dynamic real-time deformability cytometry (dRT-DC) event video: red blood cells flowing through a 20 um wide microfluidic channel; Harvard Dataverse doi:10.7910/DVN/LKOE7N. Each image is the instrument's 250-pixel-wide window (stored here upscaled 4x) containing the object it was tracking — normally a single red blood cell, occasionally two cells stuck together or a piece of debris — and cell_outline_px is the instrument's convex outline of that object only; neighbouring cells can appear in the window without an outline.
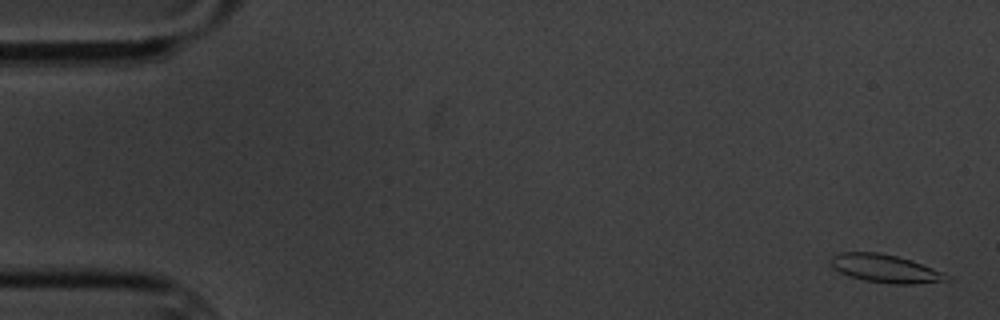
{"species": "common noctule bat (a hibernating species)", "species_latin": "Nyctalus noctula", "temperature_condition": "cold", "stored_images_in_passage": 6, "camera_frame_rate_fps": 3000, "um_per_image_px": 0.085, "animal": {"sex": "male", "body_mass_g": 20.1, "forearm_length_mm": 53.5}, "frame": {"image": 1, "passage_image": 1, "time_ms": 0.0, "image_size_px": [1000, 320], "cell_outline_px": [[952, 280], [912, 284], [892, 284], [864, 280], [848, 276], [840, 272], [828, 260], [832, 256], [840, 252], [880, 252], [912, 260], [944, 272], [952, 276]], "centroid_in_image_um": [75.29, 22.83], "position_along_channel_um": 9.7, "area_um2": 19.13}}
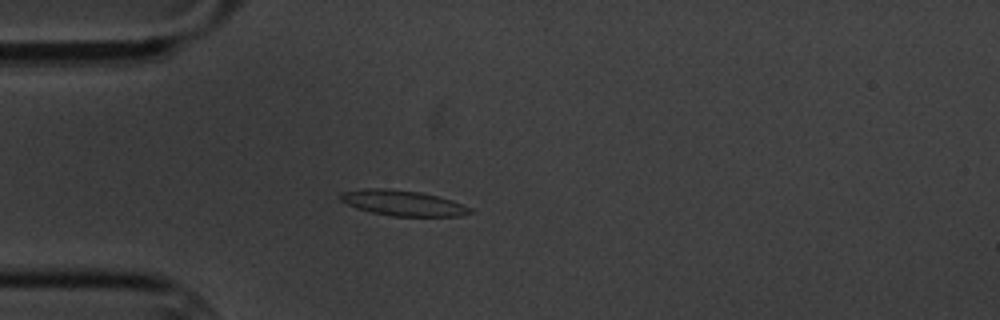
{"frame": {"image": 2, "passage_image": 5, "time_ms": 4.667, "image_size_px": [1000, 320], "cell_outline_px": [[476, 212], [460, 216], [392, 216], [372, 212], [356, 208], [340, 200], [340, 192], [364, 188], [388, 188], [420, 192], [452, 200], [472, 208]], "centroid_in_image_um": [34.26, 17.25], "position_along_channel_um": 50.7, "area_um2": 19.31}}